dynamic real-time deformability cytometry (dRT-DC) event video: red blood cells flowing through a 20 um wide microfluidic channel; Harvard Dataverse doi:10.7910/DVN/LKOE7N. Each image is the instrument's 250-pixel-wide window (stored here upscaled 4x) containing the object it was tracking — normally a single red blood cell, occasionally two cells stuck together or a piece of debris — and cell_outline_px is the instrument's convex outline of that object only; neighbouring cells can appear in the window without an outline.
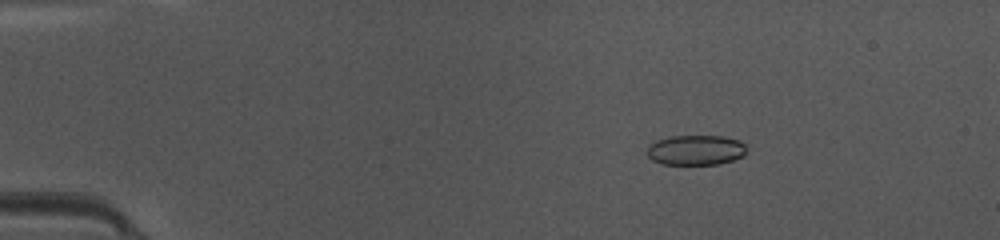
{"species": "common noctule bat (a hibernating species)", "species_latin": "Nyctalus noctula", "temperature_condition": "warm", "stored_images_in_passage": 49, "camera_frame_rate_fps": 3000, "um_per_image_px": 0.085, "animal": {"sex": "female", "body_mass_g": 10.0, "forearm_length_mm": 53.1}, "frame": {"image": 1, "passage_image": 9, "time_ms": 2.667, "image_size_px": [1000, 240], "cell_outline_px": [[744, 156], [720, 164], [660, 164], [652, 160], [648, 156], [648, 148], [656, 140], [672, 136], [724, 136], [740, 140], [744, 144]], "centroid_in_image_um": [59.14, 12.75], "position_along_channel_um": 25.9, "area_um2": 17.34}}
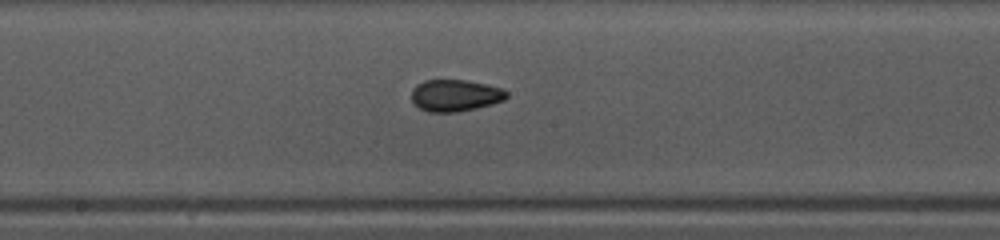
{"frame": {"image": 2, "passage_image": 27, "time_ms": 8.667, "image_size_px": [1000, 240], "cell_outline_px": [[508, 96], [504, 100], [492, 104], [476, 108], [456, 112], [428, 112], [420, 108], [412, 100], [412, 88], [416, 84], [424, 80], [468, 80], [504, 88], [508, 92]], "centroid_in_image_um": [38.71, 8.1], "position_along_channel_um": 209.5, "area_um2": 17.74}}
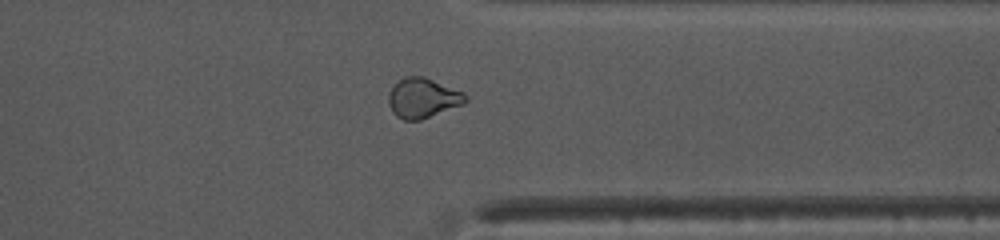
{"frame": {"image": 3, "passage_image": 39, "time_ms": 12.667, "image_size_px": [1000, 240], "cell_outline_px": [[468, 100], [464, 104], [420, 120], [404, 120], [396, 116], [392, 112], [388, 104], [388, 92], [404, 76], [424, 76], [464, 92], [468, 96]], "centroid_in_image_um": [35.95, 8.33], "position_along_channel_um": 375.5, "area_um2": 17.98}, "authors_computed_cell_mechanics": {"area_um2": 17.7446, "velocity_mm_per_s": 4.1892, "shape_relaxation_time_tau1_ms": null, "shape_relaxation_time_tau2_ms": 1.2795, "deformation_change_tau1": null, "deformation_change_tau2": 0.0574}}